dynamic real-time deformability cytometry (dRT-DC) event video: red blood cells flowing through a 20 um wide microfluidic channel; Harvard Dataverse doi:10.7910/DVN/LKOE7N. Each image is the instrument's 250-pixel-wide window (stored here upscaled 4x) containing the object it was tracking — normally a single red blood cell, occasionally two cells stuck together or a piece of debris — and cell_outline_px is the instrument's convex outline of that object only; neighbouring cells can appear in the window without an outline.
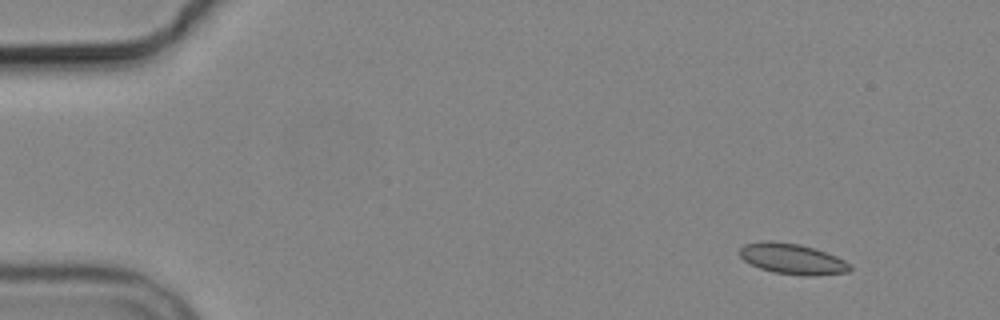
{"species": "common noctule bat (a hibernating species)", "species_latin": "Nyctalus noctula", "temperature_condition": "cold", "stored_images_in_passage": 5, "camera_frame_rate_fps": 3000, "um_per_image_px": 0.085, "animal": {"sex": "male", "body_mass_g": 19.2, "forearm_length_mm": 51.8}, "frame": {"image": 1, "passage_image": 2, "time_ms": 1.0, "image_size_px": [1000, 320], "cell_outline_px": [[852, 268], [848, 272], [812, 276], [804, 276], [772, 272], [760, 268], [744, 260], [740, 256], [740, 248], [744, 244], [800, 244], [836, 256], [852, 264]], "centroid_in_image_um": [67.44, 22.07], "position_along_channel_um": 17.6, "area_um2": 18.84}}
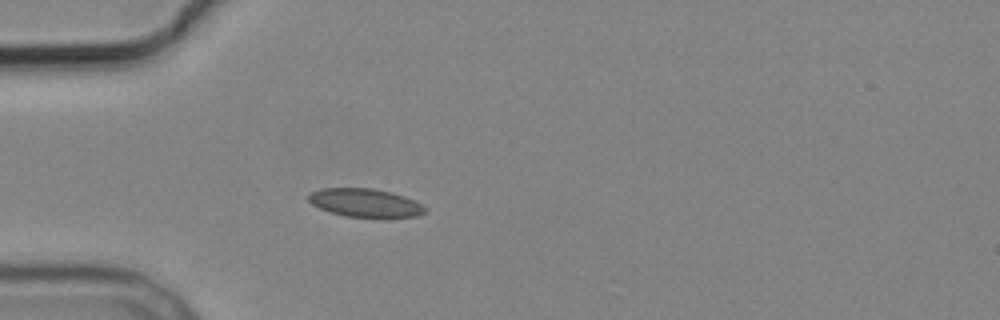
{"frame": {"image": 2, "passage_image": 5, "time_ms": 4.667, "image_size_px": [1000, 320], "cell_outline_px": [[428, 212], [420, 216], [384, 220], [380, 220], [344, 216], [328, 212], [312, 204], [308, 200], [308, 196], [312, 192], [320, 188], [372, 188], [392, 192], [404, 196], [428, 208]], "centroid_in_image_um": [31.12, 17.3], "position_along_channel_um": 53.9, "area_um2": 20.23}}